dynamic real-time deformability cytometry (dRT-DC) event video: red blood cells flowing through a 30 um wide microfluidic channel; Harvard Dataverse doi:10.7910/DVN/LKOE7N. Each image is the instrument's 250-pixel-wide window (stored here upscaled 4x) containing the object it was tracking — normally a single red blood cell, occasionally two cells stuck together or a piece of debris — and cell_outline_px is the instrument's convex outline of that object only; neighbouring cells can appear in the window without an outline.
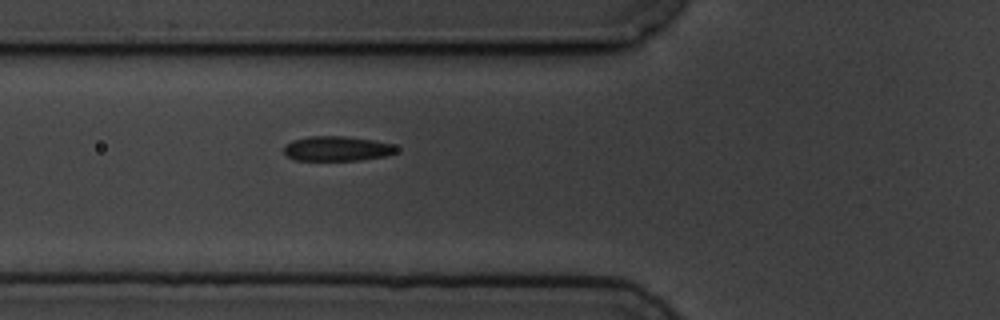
{"species": "common noctule bat (a hibernating species)", "species_latin": "Nyctalus noctula", "temperature_condition": "cold", "stored_images_in_passage": 7, "segment_of_instrument_passage": [2, 2], "camera_frame_rate_fps": 3000, "um_per_image_px": 0.085, "animal": {"sex": "male", "body_mass_g": 19.5, "forearm_length_mm": 54.6}, "frame": {"image": 1, "passage_image": 7, "time_ms": 9.0, "image_size_px": [1000, 320], "cell_outline_px": [[400, 148], [396, 152], [388, 156], [360, 160], [296, 160], [288, 156], [284, 152], [284, 144], [292, 140], [308, 136], [344, 136], [376, 140], [392, 144]], "centroid_in_image_um": [28.68, 12.62], "position_along_channel_um": 97.1, "area_um2": 16.47}}